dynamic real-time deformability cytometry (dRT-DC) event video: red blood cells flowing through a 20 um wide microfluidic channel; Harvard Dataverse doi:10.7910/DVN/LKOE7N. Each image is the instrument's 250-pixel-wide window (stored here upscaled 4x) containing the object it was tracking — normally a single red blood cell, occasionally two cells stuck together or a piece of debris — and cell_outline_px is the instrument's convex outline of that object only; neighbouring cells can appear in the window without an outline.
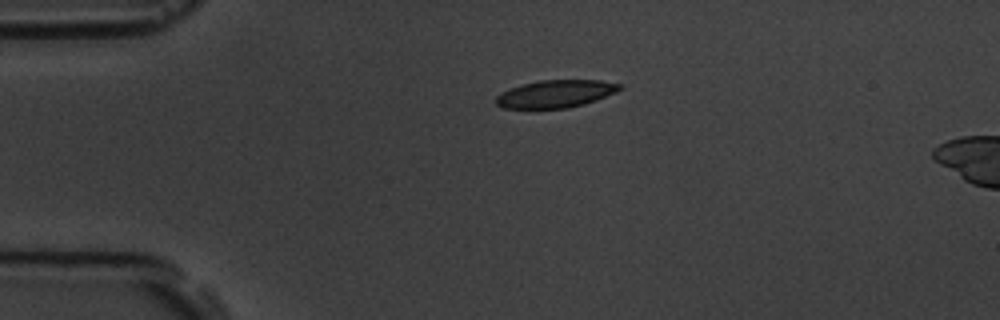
{"species": "common noctule bat (a hibernating species)", "species_latin": "Nyctalus noctula", "temperature_condition": "room temperature", "stored_images_in_passage": 5, "camera_frame_rate_fps": 3000, "um_per_image_px": 0.085, "animal": {"sex": "male", "body_mass_g": 19.5, "forearm_length_mm": 54.6}, "frame": {"image": 1, "passage_image": 5, "time_ms": 5.667, "image_size_px": [1000, 320], "cell_outline_px": [[624, 88], [616, 92], [596, 100], [584, 104], [568, 108], [504, 108], [496, 104], [496, 96], [500, 92], [520, 84], [540, 80], [600, 80], [624, 84]], "centroid_in_image_um": [47.25, 7.96], "position_along_channel_um": 37.7, "area_um2": 20.06}}